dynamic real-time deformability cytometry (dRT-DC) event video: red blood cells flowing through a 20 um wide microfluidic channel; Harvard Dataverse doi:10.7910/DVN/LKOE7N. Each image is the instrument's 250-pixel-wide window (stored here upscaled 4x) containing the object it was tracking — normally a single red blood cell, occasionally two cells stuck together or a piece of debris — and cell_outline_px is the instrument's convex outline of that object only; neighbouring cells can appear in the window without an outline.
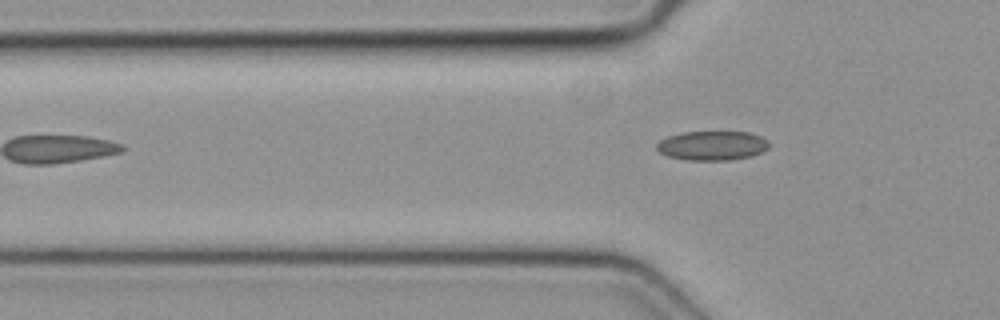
{"species": "common noctule bat (a hibernating species)", "species_latin": "Nyctalus noctula", "temperature_condition": "cold", "stored_images_in_passage": 3, "camera_frame_rate_fps": 3000, "um_per_image_px": 0.085, "animal": {"sex": "female", "body_mass_g": 19.3, "forearm_length_mm": 54.1}, "frame": {"image": 1, "passage_image": 3, "time_ms": 0.667, "image_size_px": [1000, 320], "cell_outline_px": [[768, 148], [752, 156], [728, 160], [688, 160], [668, 156], [660, 152], [656, 148], [656, 144], [660, 140], [668, 136], [680, 132], [748, 132], [760, 136], [768, 140]], "centroid_in_image_um": [60.52, 12.37], "position_along_channel_um": 65.3, "area_um2": 19.13}}